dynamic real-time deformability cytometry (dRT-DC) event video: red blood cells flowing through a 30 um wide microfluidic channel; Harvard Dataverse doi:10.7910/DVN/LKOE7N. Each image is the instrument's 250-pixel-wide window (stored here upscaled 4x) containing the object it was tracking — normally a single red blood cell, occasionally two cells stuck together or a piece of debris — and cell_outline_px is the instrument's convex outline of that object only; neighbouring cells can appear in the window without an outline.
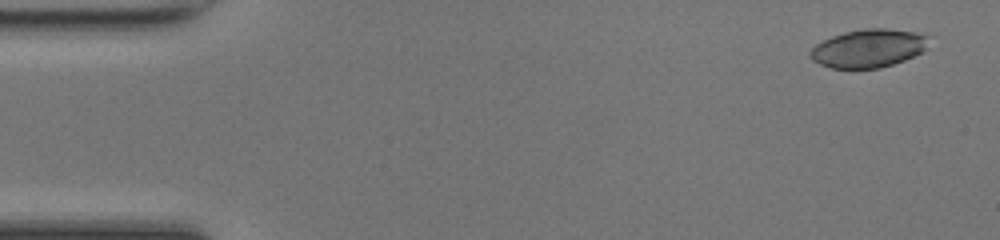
{"species": "common noctule bat (a hibernating species)", "species_latin": "Nyctalus noctula", "temperature_condition": "room temperature", "stored_images_in_passage": 48, "camera_frame_rate_fps": 3000, "um_per_image_px": 0.085, "animal": {"sex": "female", "body_mass_g": 17.0, "forearm_length_mm": 48.0}, "frame": {"image": 1, "passage_image": 2, "time_ms": 0.333, "image_size_px": [1000, 240], "cell_outline_px": [[932, 36], [928, 48], [904, 60], [880, 68], [832, 68], [820, 64], [812, 60], [808, 56], [808, 52], [816, 44], [832, 36], [844, 32], [864, 28], [888, 28], [916, 32]], "centroid_in_image_um": [73.85, 4.09], "position_along_channel_um": 11.2, "area_um2": 26.7}}
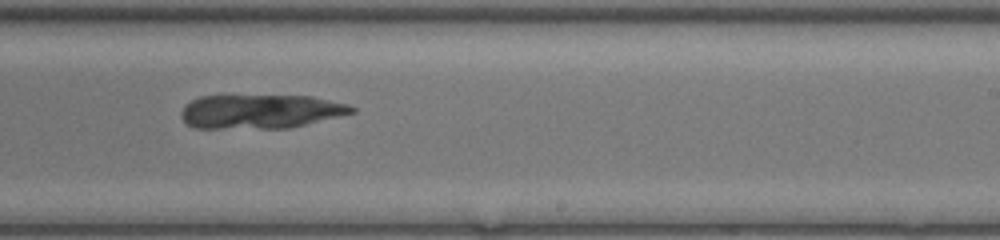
{"frame": {"image": 2, "passage_image": 29, "time_ms": 9.333, "image_size_px": [1000, 240], "cell_outline_px": [[356, 112], [288, 128], [192, 128], [180, 116], [180, 112], [192, 100], [200, 96], [312, 96], [348, 104], [356, 108]], "centroid_in_image_um": [22.14, 9.48], "position_along_channel_um": 266.9, "area_um2": 33.64}}
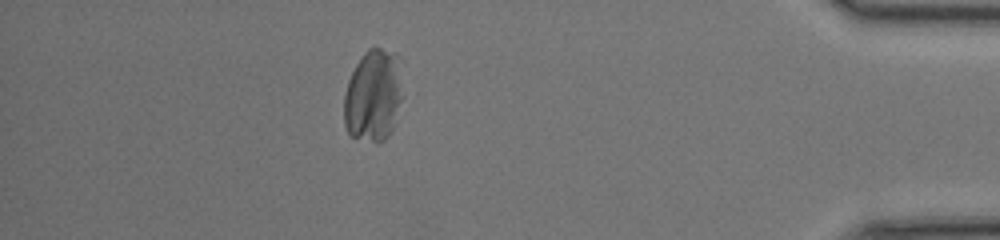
{"frame": {"image": 3, "passage_image": 42, "time_ms": 13.667, "image_size_px": [1000, 240], "cell_outline_px": [[404, 96], [392, 128], [388, 136], [380, 144], [376, 144], [352, 136], [348, 132], [344, 124], [344, 92], [348, 80], [356, 64], [364, 52], [368, 48], [380, 48], [396, 52], [404, 60]], "centroid_in_image_um": [31.81, 8.07], "position_along_channel_um": 403.4, "area_um2": 33.0}}